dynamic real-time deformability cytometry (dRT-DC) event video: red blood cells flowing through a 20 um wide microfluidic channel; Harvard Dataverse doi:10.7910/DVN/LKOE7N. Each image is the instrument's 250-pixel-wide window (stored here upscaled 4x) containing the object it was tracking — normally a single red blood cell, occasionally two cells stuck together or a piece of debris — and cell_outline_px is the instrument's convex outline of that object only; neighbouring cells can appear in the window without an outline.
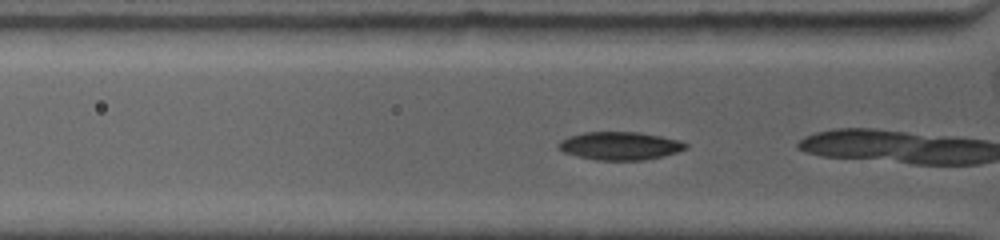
{"species": "common noctule bat (a hibernating species)", "species_latin": "Nyctalus noctula", "temperature_condition": "warm", "stored_images_in_passage": 14, "camera_frame_rate_fps": 4500, "um_per_image_px": 0.085, "animal": {"sex": "female", "body_mass_g": 19.0, "forearm_length_mm": 53.3}, "frame": {"image": 1, "passage_image": 7, "time_ms": 0.667, "image_size_px": [1000, 240], "cell_outline_px": [[688, 148], [676, 152], [644, 160], [596, 160], [564, 152], [556, 148], [556, 144], [560, 140], [568, 136], [584, 132], [640, 132], [680, 140], [688, 144]], "centroid_in_image_um": [52.66, 12.38], "position_along_channel_um": 73.1, "area_um2": 20.81}}